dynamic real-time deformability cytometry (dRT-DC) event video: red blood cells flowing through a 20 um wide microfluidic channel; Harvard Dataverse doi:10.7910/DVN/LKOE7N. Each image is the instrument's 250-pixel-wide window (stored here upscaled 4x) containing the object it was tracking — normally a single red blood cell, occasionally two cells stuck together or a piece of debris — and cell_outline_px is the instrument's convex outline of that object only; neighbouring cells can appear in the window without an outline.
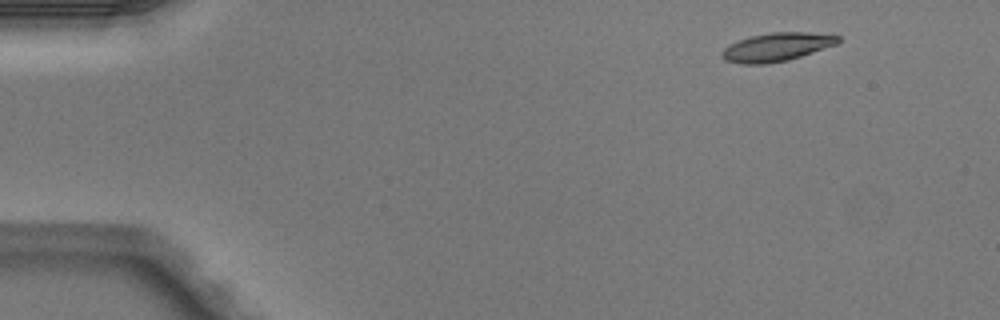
{"species": "Egyptian fruit bat (a non-hibernating species)", "species_latin": "Rousettus aegyptiacus", "temperature_condition": "warm", "stored_images_in_passage": 4, "camera_frame_rate_fps": 3000, "um_per_image_px": 0.085, "animal": {"sex": "male"}, "frame": {"image": 1, "passage_image": 1, "time_ms": 0.0, "image_size_px": [1000, 320], "cell_outline_px": [[840, 40], [836, 44], [788, 60], [764, 64], [740, 64], [724, 60], [720, 56], [720, 52], [728, 44], [752, 36], [772, 32], [808, 32], [840, 36]], "centroid_in_image_um": [65.96, 4.0], "position_along_channel_um": 19.0, "area_um2": 19.13}}